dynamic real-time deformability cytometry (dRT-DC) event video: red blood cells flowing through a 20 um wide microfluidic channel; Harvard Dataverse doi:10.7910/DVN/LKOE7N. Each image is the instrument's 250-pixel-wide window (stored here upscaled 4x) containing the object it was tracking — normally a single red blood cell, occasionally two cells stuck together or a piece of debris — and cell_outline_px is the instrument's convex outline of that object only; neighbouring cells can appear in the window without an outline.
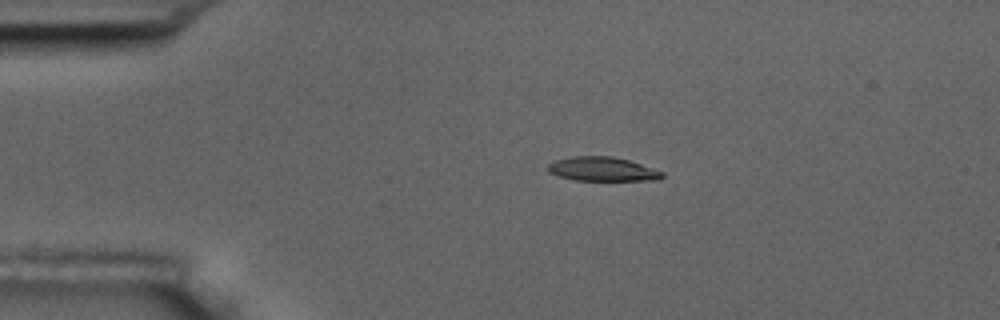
{"species": "common noctule bat (a hibernating species)", "species_latin": "Nyctalus noctula", "temperature_condition": "room temperature", "stored_images_in_passage": 8, "camera_frame_rate_fps": 3000, "um_per_image_px": 0.085, "animal": {"sex": "male", "body_mass_g": 17.5, "forearm_length_mm": 52.3}, "frame": {"image": 1, "passage_image": 1, "time_ms": 0.0, "image_size_px": [1000, 320], "cell_outline_px": [[664, 176], [660, 180], [576, 180], [560, 176], [548, 172], [548, 164], [556, 160], [572, 156], [612, 156], [628, 160], [664, 172]], "centroid_in_image_um": [51.22, 14.37], "position_along_channel_um": 33.8, "area_um2": 15.9}}
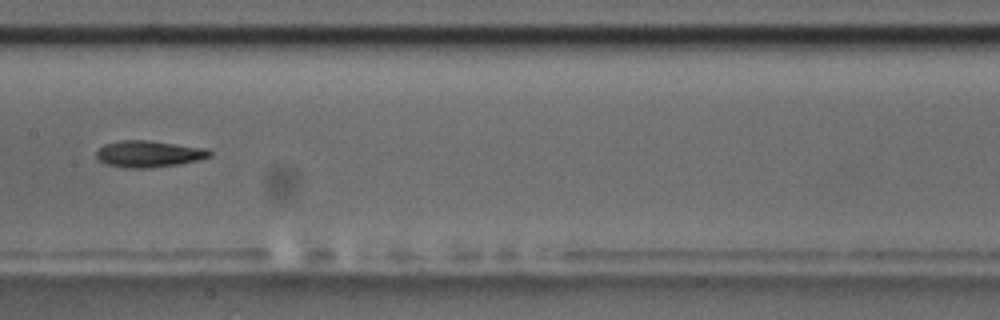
{"frame": {"image": 2, "passage_image": 6, "time_ms": 5.667, "image_size_px": [1000, 320], "cell_outline_px": [[212, 156], [200, 160], [180, 164], [148, 168], [124, 168], [104, 164], [96, 156], [96, 152], [104, 144], [120, 140], [148, 140], [204, 148], [212, 152]], "centroid_in_image_um": [12.64, 13.09], "position_along_channel_um": 194.8, "area_um2": 17.63}}
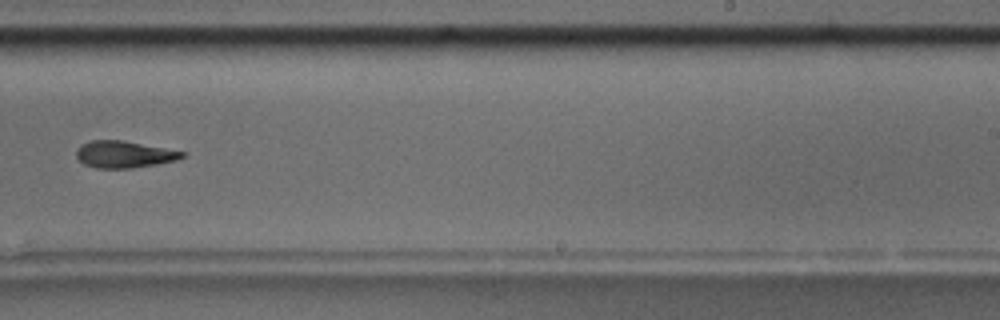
{"frame": {"image": 3, "passage_image": 8, "time_ms": 8.0, "image_size_px": [1000, 320], "cell_outline_px": [[184, 156], [176, 160], [156, 164], [132, 168], [96, 168], [84, 164], [76, 156], [76, 148], [80, 144], [88, 140], [124, 140], [184, 152]], "centroid_in_image_um": [10.48, 13.11], "position_along_channel_um": 278.5, "area_um2": 16.53}}